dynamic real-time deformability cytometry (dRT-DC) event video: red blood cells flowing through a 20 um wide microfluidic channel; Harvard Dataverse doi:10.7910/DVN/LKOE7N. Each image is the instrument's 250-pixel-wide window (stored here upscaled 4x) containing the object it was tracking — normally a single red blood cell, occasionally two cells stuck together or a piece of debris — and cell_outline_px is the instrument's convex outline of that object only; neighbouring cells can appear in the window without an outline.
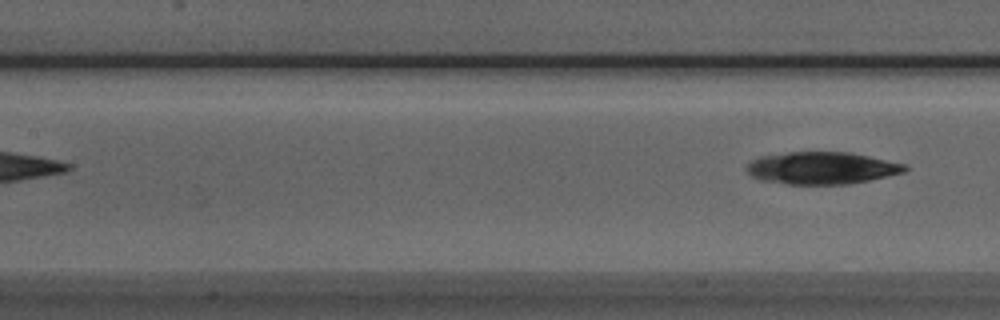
{"species": "Egyptian fruit bat (a non-hibernating species)", "species_latin": "Rousettus aegyptiacus", "temperature_condition": "room temperature", "stored_images_in_passage": 6, "camera_frame_rate_fps": 3000, "um_per_image_px": 0.085, "animal": {"sex": "male"}, "frame": {"image": 1, "passage_image": 6, "time_ms": 6.0, "image_size_px": [1000, 320], "cell_outline_px": [[908, 168], [904, 172], [868, 180], [848, 184], [788, 184], [760, 180], [752, 176], [744, 168], [748, 160], [760, 156], [788, 152], [852, 152], [908, 164]], "centroid_in_image_um": [69.82, 14.27], "position_along_channel_um": 137.6, "area_um2": 30.0}}